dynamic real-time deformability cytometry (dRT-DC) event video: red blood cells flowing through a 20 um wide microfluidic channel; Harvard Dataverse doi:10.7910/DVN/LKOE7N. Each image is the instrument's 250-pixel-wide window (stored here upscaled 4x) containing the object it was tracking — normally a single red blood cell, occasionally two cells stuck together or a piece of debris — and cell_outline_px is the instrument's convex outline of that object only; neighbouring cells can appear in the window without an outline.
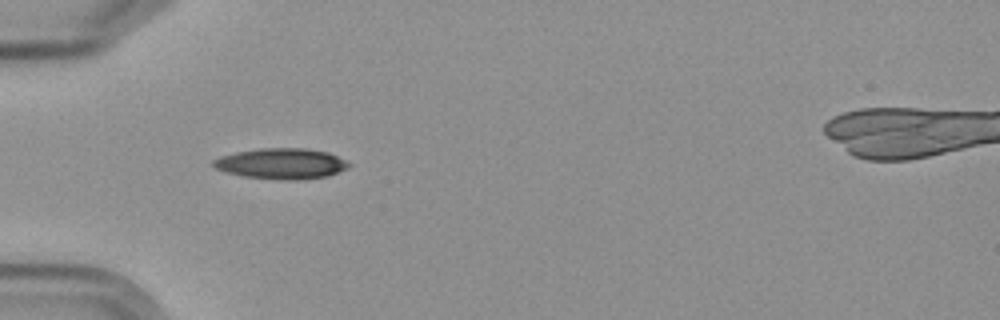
{"species": "Egyptian fruit bat (a non-hibernating species)", "species_latin": "Rousettus aegyptiacus", "temperature_condition": "cold", "stored_images_in_passage": 6, "camera_frame_rate_fps": 3000, "um_per_image_px": 0.085, "frame": {"image": 1, "passage_image": 5, "time_ms": 4.667, "image_size_px": [1000, 320], "cell_outline_px": [[352, 164], [348, 168], [328, 176], [292, 180], [280, 180], [244, 176], [228, 172], [216, 168], [212, 164], [212, 160], [220, 156], [240, 152], [264, 148], [304, 148], [328, 152]], "centroid_in_image_um": [23.94, 13.91], "position_along_channel_um": 61.1, "area_um2": 23.93}}
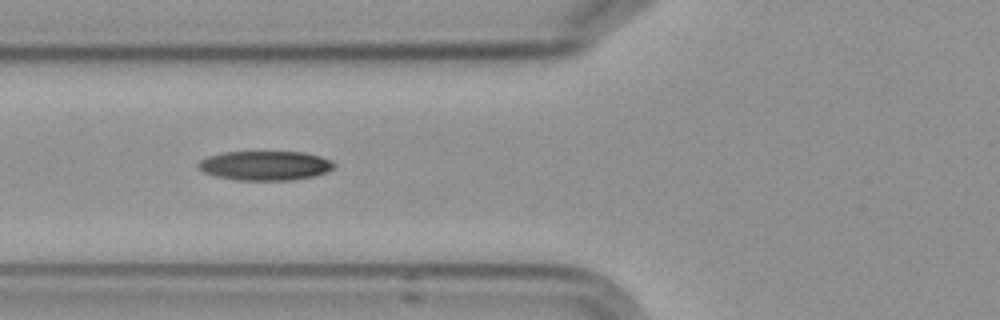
{"frame": {"image": 2, "passage_image": 6, "time_ms": 6.0, "image_size_px": [1000, 320], "cell_outline_px": [[336, 168], [328, 172], [316, 176], [292, 180], [236, 180], [216, 176], [204, 172], [196, 164], [200, 160], [208, 156], [224, 152], [304, 152], [320, 156], [332, 160], [336, 164]], "centroid_in_image_um": [22.6, 14.08], "position_along_channel_um": 103.2, "area_um2": 23.47}}